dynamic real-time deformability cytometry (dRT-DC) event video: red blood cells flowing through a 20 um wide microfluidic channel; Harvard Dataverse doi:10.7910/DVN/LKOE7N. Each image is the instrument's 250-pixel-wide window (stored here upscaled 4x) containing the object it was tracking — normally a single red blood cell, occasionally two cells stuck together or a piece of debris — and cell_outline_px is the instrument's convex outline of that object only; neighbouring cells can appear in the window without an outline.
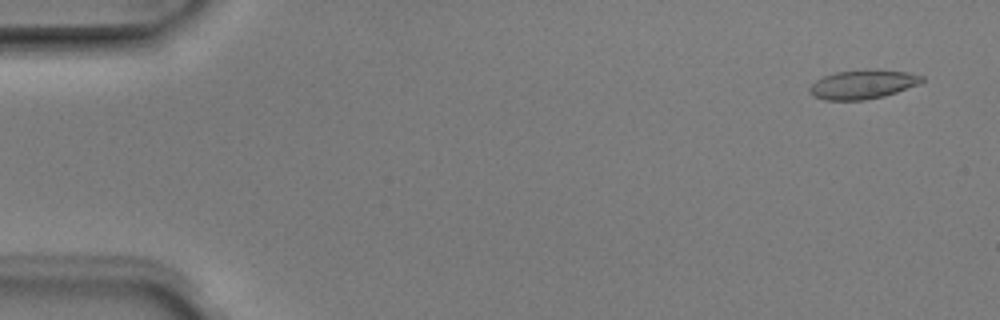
{"species": "Egyptian fruit bat (a non-hibernating species)", "species_latin": "Rousettus aegyptiacus", "temperature_condition": "room temperature", "stored_images_in_passage": 4, "camera_frame_rate_fps": 3000, "um_per_image_px": 0.085, "animal": {"sex": "male"}, "frame": {"image": 1, "passage_image": 1, "time_ms": 0.0, "image_size_px": [1000, 320], "cell_outline_px": [[924, 80], [920, 84], [884, 96], [864, 100], [824, 100], [812, 96], [808, 92], [808, 88], [816, 80], [824, 76], [836, 72], [864, 68], [876, 68], [908, 72], [924, 76]], "centroid_in_image_um": [73.34, 7.15], "position_along_channel_um": 11.7, "area_um2": 19.48}}
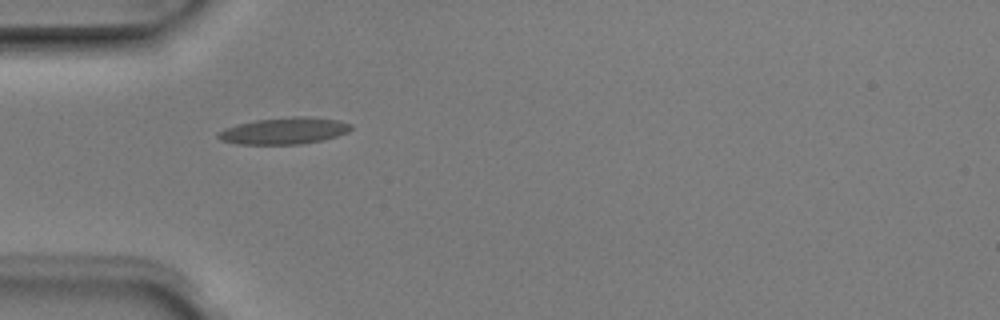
{"frame": {"image": 2, "passage_image": 3, "time_ms": 0.667, "image_size_px": [1000, 320], "cell_outline_px": [[352, 128], [348, 132], [324, 140], [300, 144], [236, 144], [220, 140], [216, 136], [216, 132], [224, 128], [236, 124], [256, 120], [292, 116], [304, 116], [336, 120], [352, 124]], "centroid_in_image_um": [24.11, 11.12], "position_along_channel_um": 60.9, "area_um2": 20.75}}
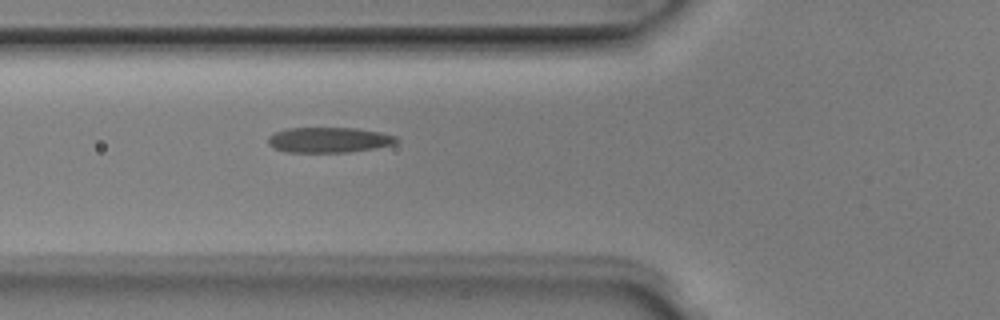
{"frame": {"image": 3, "passage_image": 4, "time_ms": 1.0, "image_size_px": [1000, 320], "cell_outline_px": [[400, 140], [392, 144], [376, 148], [348, 152], [284, 152], [268, 144], [268, 136], [276, 132], [288, 128], [356, 128], [380, 132], [396, 136]], "centroid_in_image_um": [27.96, 11.89], "position_along_channel_um": 97.8, "area_um2": 18.9}}